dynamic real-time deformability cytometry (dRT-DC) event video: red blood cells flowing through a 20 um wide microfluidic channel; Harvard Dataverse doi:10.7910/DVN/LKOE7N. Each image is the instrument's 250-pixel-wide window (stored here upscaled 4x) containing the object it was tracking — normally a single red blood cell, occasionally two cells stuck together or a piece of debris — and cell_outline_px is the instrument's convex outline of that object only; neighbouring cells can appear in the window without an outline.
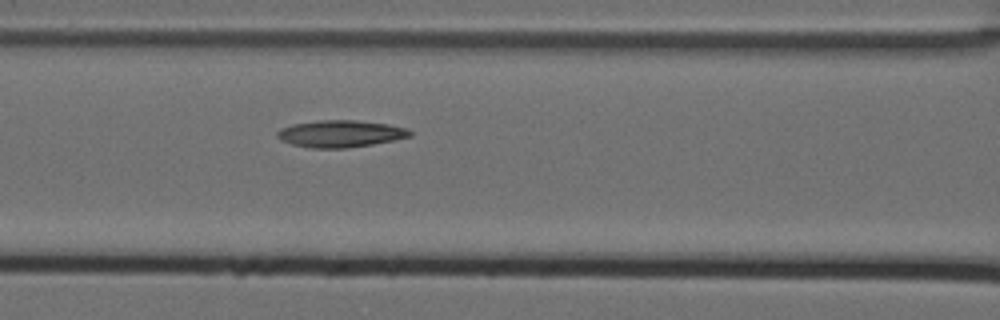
{"species": "Egyptian fruit bat (a non-hibernating species)", "species_latin": "Rousettus aegyptiacus", "temperature_condition": "cold", "stored_images_in_passage": 6, "camera_frame_rate_fps": 3000, "um_per_image_px": 0.085, "animal": {"sex": "female"}, "frame": {"image": 1, "passage_image": 5, "time_ms": 1.333, "image_size_px": [1000, 320], "cell_outline_px": [[412, 136], [372, 144], [348, 148], [312, 148], [292, 144], [280, 140], [276, 136], [276, 132], [280, 128], [292, 124], [320, 120], [356, 120], [388, 124], [408, 128], [412, 132]], "centroid_in_image_um": [28.92, 11.36], "position_along_channel_um": 137.7, "area_um2": 20.92}}